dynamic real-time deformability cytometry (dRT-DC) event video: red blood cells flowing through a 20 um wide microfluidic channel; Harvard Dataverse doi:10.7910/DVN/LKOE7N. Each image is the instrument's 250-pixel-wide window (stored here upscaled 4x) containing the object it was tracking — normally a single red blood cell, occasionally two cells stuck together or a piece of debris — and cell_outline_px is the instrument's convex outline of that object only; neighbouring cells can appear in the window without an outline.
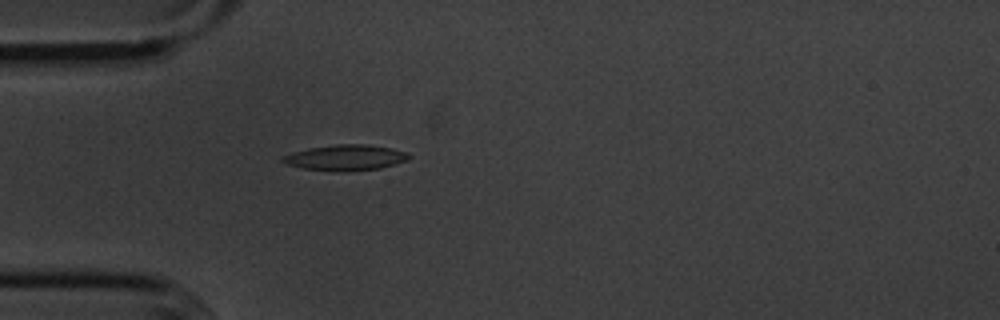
{"species": "common noctule bat (a hibernating species)", "species_latin": "Nyctalus noctula", "temperature_condition": "cold", "stored_images_in_passage": 40, "camera_frame_rate_fps": 3000, "um_per_image_px": 0.085, "animal": {"sex": "male", "body_mass_g": 20.1, "forearm_length_mm": 53.5}, "frame": {"image": 1, "passage_image": 1, "time_ms": 0.0, "image_size_px": [1000, 320], "cell_outline_px": [[412, 156], [408, 160], [380, 168], [344, 172], [336, 172], [300, 168], [284, 164], [280, 160], [280, 156], [292, 152], [308, 148], [336, 144], [364, 144], [392, 148], [408, 152]], "centroid_in_image_um": [29.32, 13.4], "position_along_channel_um": 55.7, "area_um2": 19.31}}
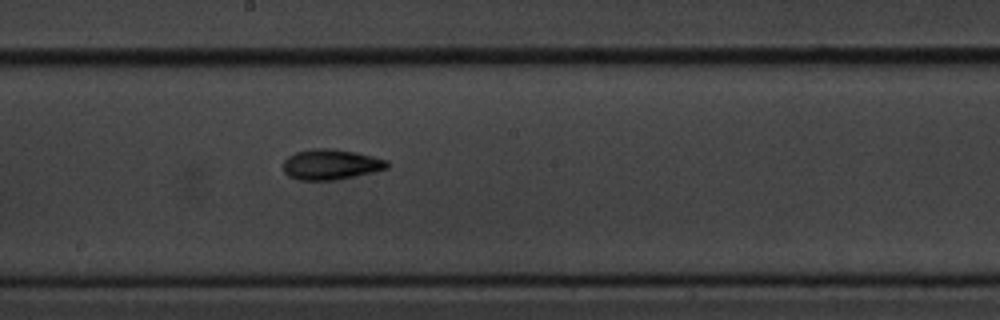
{"frame": {"image": 2, "passage_image": 15, "time_ms": 4.667, "image_size_px": [1000, 320], "cell_outline_px": [[388, 168], [372, 172], [336, 180], [300, 180], [288, 176], [284, 172], [284, 160], [288, 156], [296, 152], [312, 148], [332, 148], [356, 152], [388, 160]], "centroid_in_image_um": [28.11, 13.97], "position_along_channel_um": 220.1, "area_um2": 18.44}}
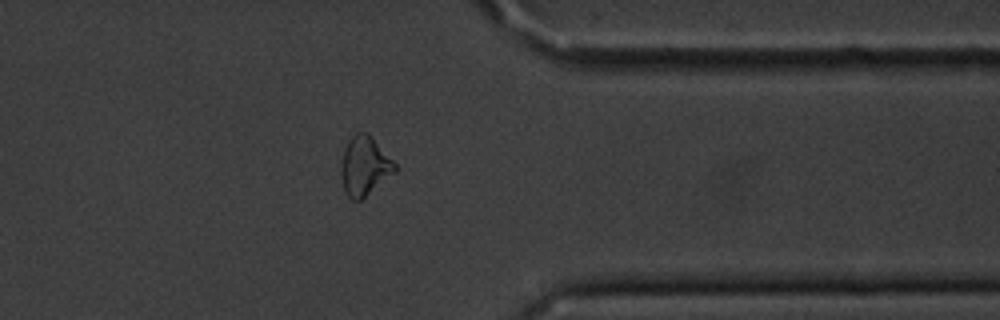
{"frame": {"image": 3, "passage_image": 29, "time_ms": 9.333, "image_size_px": [1000, 320], "cell_outline_px": [[396, 172], [360, 200], [352, 200], [348, 196], [344, 188], [340, 172], [340, 168], [344, 148], [348, 140], [356, 132], [368, 132], [372, 136], [396, 164]], "centroid_in_image_um": [30.98, 14.08], "position_along_channel_um": 380.4, "area_um2": 18.5}, "authors_computed_cell_mechanics": {"area_um2": 18.1203, "velocity_mm_per_s": 3.6222, "shape_relaxation_time_tau1_ms": 2.9496, "shape_relaxation_time_tau2_ms": 5.8298, "deformation_change_tau1": 0.1185, "deformation_change_tau2": 0.1398}}